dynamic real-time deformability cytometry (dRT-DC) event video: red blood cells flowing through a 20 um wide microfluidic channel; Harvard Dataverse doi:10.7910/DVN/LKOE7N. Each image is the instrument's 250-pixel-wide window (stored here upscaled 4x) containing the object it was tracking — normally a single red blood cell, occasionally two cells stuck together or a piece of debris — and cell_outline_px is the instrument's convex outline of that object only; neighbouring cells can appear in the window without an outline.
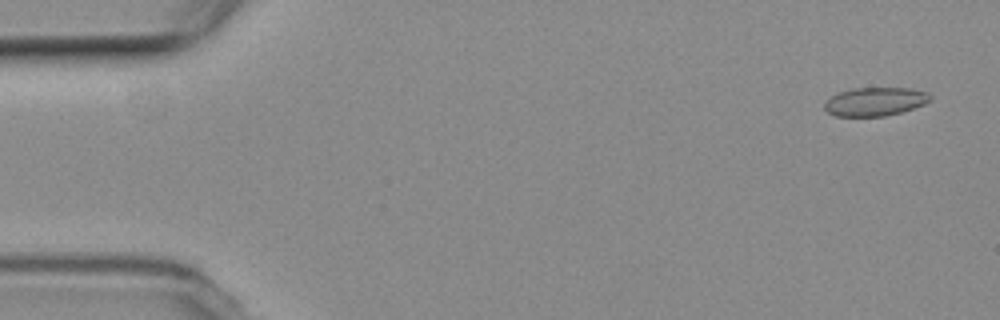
{"species": "common noctule bat (a hibernating species)", "species_latin": "Nyctalus noctula", "temperature_condition": "room temperature", "stored_images_in_passage": 5, "camera_frame_rate_fps": 3000, "um_per_image_px": 0.085, "animal": {"sex": "female", "body_mass_g": 19.3, "forearm_length_mm": 54.1}, "frame": {"image": 1, "passage_image": 1, "time_ms": 0.0, "image_size_px": [1000, 320], "cell_outline_px": [[932, 100], [924, 104], [900, 112], [884, 116], [836, 116], [828, 112], [824, 108], [824, 104], [832, 96], [840, 92], [852, 88], [912, 88], [928, 92], [932, 96]], "centroid_in_image_um": [74.42, 8.63], "position_along_channel_um": 10.6, "area_um2": 17.51}}
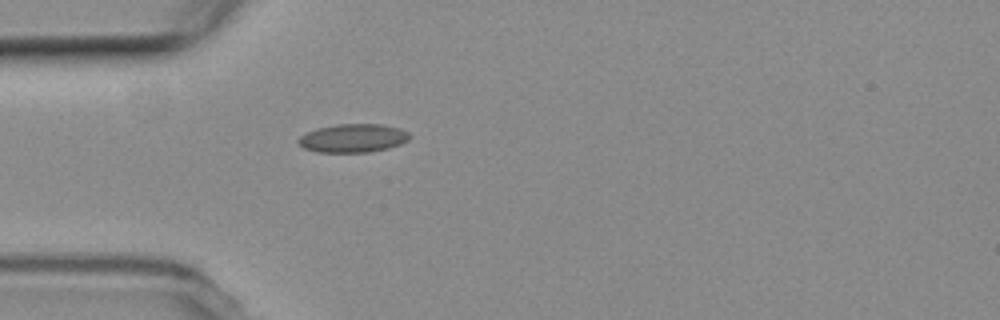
{"frame": {"image": 2, "passage_image": 5, "time_ms": 4.667, "image_size_px": [1000, 320], "cell_outline_px": [[412, 136], [408, 140], [400, 144], [388, 148], [368, 152], [316, 152], [304, 148], [296, 140], [300, 136], [316, 128], [336, 124], [380, 124], [400, 128], [408, 132]], "centroid_in_image_um": [30.01, 11.74], "position_along_channel_um": 55.0, "area_um2": 18.5}}